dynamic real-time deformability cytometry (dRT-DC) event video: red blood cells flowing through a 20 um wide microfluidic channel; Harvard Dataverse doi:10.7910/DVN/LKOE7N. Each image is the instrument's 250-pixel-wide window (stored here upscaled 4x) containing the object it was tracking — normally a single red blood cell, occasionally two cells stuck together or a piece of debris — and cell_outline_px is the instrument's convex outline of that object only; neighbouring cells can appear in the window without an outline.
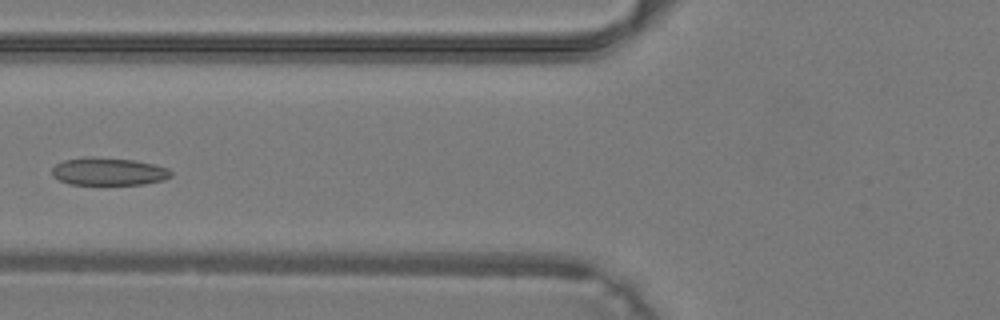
{"species": "common noctule bat (a hibernating species)", "species_latin": "Nyctalus noctula", "temperature_condition": "warm", "stored_images_in_passage": 37, "camera_frame_rate_fps": 3000, "um_per_image_px": 0.085, "animal": {"sex": "male", "body_mass_g": 19.2, "forearm_length_mm": 51.8}, "frame": {"image": 1, "passage_image": 15, "time_ms": 4.667, "image_size_px": [1000, 320], "cell_outline_px": [[172, 176], [164, 180], [144, 184], [104, 188], [68, 184], [52, 176], [52, 168], [56, 164], [64, 160], [84, 156], [92, 156], [132, 160], [152, 164], [168, 168], [172, 172]], "centroid_in_image_um": [9.19, 14.63], "position_along_channel_um": 116.6, "area_um2": 20.35}}
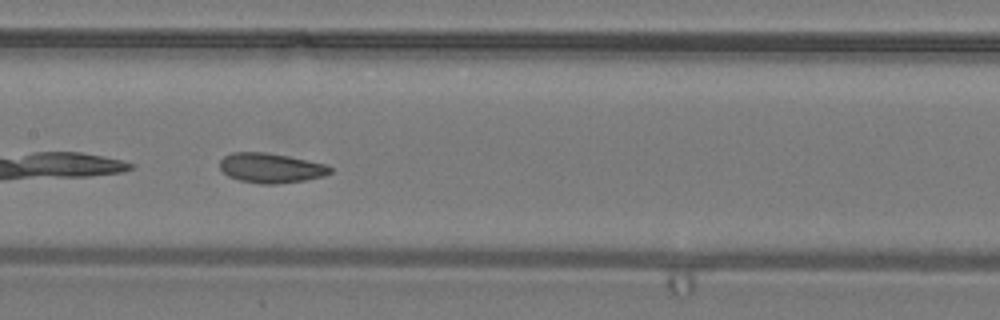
{"frame": {"image": 2, "passage_image": 19, "time_ms": 6.0, "image_size_px": [1000, 320], "cell_outline_px": [[332, 172], [324, 176], [304, 180], [276, 184], [260, 184], [240, 180], [228, 176], [220, 168], [220, 160], [224, 156], [232, 152], [264, 152], [288, 156], [328, 164], [332, 168]], "centroid_in_image_um": [23.04, 14.27], "position_along_channel_um": 184.4, "area_um2": 19.19}}
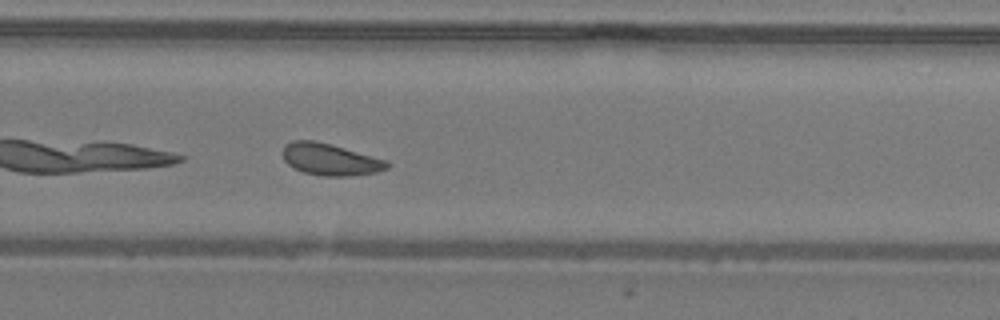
{"frame": {"image": 3, "passage_image": 26, "time_ms": 8.333, "image_size_px": [1000, 320], "cell_outline_px": [[392, 164], [388, 168], [376, 172], [348, 176], [324, 176], [304, 172], [288, 164], [284, 160], [280, 152], [284, 144], [292, 140], [312, 140], [344, 148], [388, 160]], "centroid_in_image_um": [28.05, 13.54], "position_along_channel_um": 301.8, "area_um2": 19.36}}